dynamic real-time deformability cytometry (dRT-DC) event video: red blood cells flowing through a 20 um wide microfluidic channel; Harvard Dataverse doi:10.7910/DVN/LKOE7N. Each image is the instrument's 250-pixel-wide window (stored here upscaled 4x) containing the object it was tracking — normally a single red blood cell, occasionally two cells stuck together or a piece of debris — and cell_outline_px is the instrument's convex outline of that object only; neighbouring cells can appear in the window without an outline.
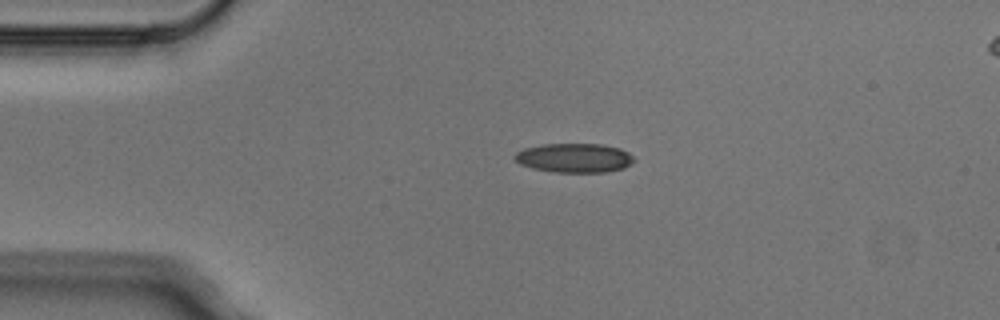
{"species": "Egyptian fruit bat (a non-hibernating species)", "species_latin": "Rousettus aegyptiacus", "temperature_condition": "cold", "stored_images_in_passage": 4, "segment_of_instrument_passage": [1, 2], "camera_frame_rate_fps": 3000, "um_per_image_px": 0.085, "animal": {"sex": "male"}, "frame": {"image": 1, "passage_image": 2, "time_ms": 0.333, "image_size_px": [1000, 320], "cell_outline_px": [[636, 160], [632, 164], [624, 168], [608, 172], [552, 172], [532, 168], [520, 164], [512, 156], [516, 152], [524, 148], [544, 144], [600, 144], [620, 148], [628, 152]], "centroid_in_image_um": [48.83, 13.43], "position_along_channel_um": 36.2, "area_um2": 20.46}}